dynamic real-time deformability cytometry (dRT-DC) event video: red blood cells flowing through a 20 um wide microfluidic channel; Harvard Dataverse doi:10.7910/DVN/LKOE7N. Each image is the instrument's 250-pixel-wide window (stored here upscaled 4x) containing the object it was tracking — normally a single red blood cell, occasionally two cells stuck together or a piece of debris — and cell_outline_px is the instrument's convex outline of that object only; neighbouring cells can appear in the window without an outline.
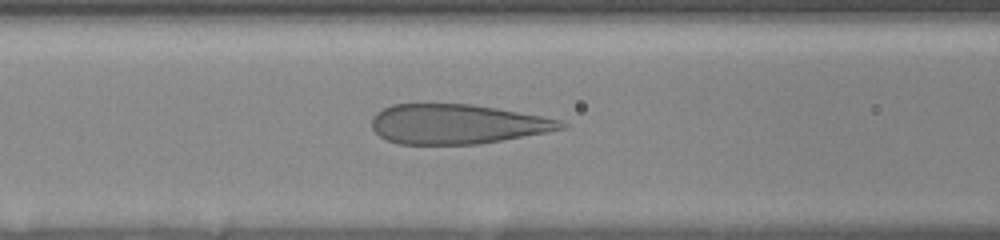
{"species": "human", "species_latin": "Homo sapiens", "temperature_condition": "room temperature", "stored_images_in_passage": 15, "camera_frame_rate_fps": 3000, "um_per_image_px": 0.085, "donor": {"sex": "female"}, "frame": {"image": 1, "passage_image": 9, "time_ms": 2.0, "image_size_px": [1000, 240], "cell_outline_px": [[568, 124], [564, 128], [548, 132], [480, 144], [396, 144], [380, 136], [372, 128], [372, 116], [376, 112], [392, 104], [472, 104], [496, 108], [540, 116], [560, 120]], "centroid_in_image_um": [38.83, 10.55], "position_along_channel_um": 127.8, "area_um2": 43.7}}
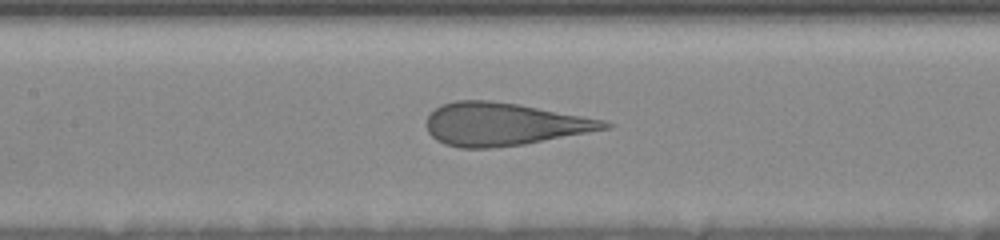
{"frame": {"image": 2, "passage_image": 13, "time_ms": 3.0, "image_size_px": [1000, 240], "cell_outline_px": [[616, 124], [612, 128], [524, 144], [492, 148], [460, 148], [444, 144], [436, 140], [428, 132], [424, 124], [428, 116], [440, 104], [456, 100], [492, 100], [516, 104], [604, 120]], "centroid_in_image_um": [42.79, 10.56], "position_along_channel_um": 164.6, "area_um2": 44.45}}